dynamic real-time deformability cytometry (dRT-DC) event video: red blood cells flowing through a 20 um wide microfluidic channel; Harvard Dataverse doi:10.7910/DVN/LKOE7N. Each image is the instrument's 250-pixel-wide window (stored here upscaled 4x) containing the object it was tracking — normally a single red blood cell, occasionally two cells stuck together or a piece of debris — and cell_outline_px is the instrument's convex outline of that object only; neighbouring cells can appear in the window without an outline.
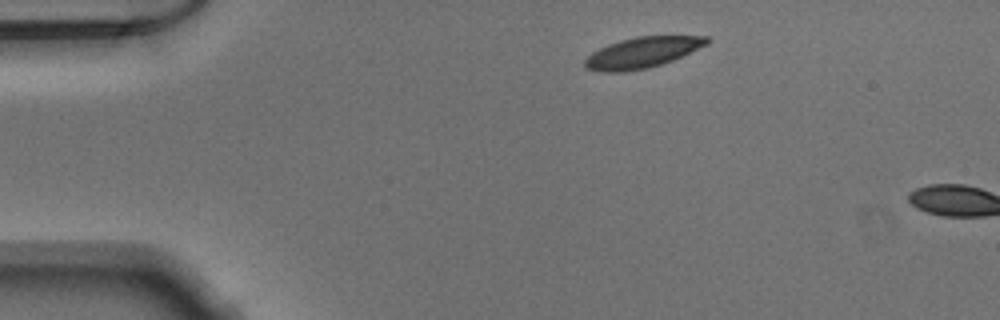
{"species": "Egyptian fruit bat (a non-hibernating species)", "species_latin": "Rousettus aegyptiacus", "temperature_condition": "warm", "stored_images_in_passage": 3, "camera_frame_rate_fps": 3000, "um_per_image_px": 0.085, "animal": {"sex": "male"}, "frame": {"image": 1, "passage_image": 1, "time_ms": 0.0, "image_size_px": [1000, 320], "cell_outline_px": [[708, 44], [672, 60], [648, 68], [620, 72], [600, 72], [588, 68], [584, 64], [584, 60], [592, 52], [608, 44], [620, 40], [636, 36], [708, 36]], "centroid_in_image_um": [54.57, 4.46], "position_along_channel_um": 30.4, "area_um2": 21.62}}